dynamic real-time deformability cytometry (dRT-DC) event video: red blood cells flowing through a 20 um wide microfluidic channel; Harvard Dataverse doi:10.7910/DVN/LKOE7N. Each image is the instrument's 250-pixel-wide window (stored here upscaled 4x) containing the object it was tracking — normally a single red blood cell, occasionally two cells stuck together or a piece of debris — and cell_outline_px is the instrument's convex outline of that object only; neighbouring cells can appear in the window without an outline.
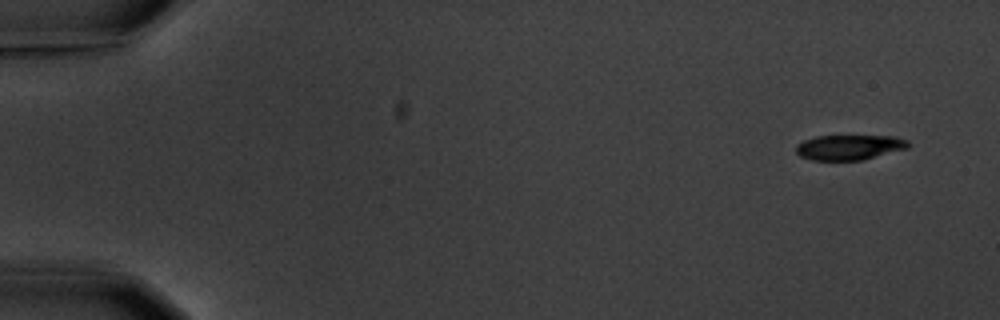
{"species": "common noctule bat (a hibernating species)", "species_latin": "Nyctalus noctula", "temperature_condition": "warm", "stored_images_in_passage": 5, "camera_frame_rate_fps": 3000, "um_per_image_px": 0.085, "animal": {"sex": "male", "body_mass_g": 20.1, "forearm_length_mm": 53.5}, "frame": {"image": 1, "passage_image": 1, "time_ms": 0.0, "image_size_px": [1000, 320], "cell_outline_px": [[912, 144], [908, 148], [864, 160], [812, 160], [800, 156], [796, 152], [796, 144], [804, 140], [816, 136], [896, 136], [908, 140]], "centroid_in_image_um": [72.23, 12.52], "position_along_channel_um": 12.8, "area_um2": 16.59}}
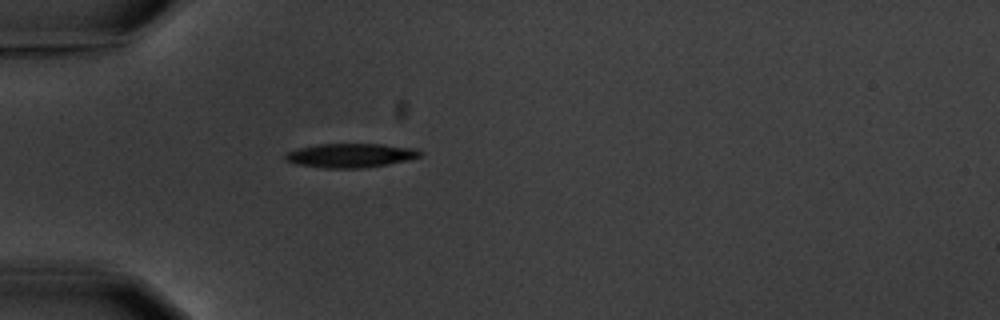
{"frame": {"image": 2, "passage_image": 5, "time_ms": 4.667, "image_size_px": [1000, 320], "cell_outline_px": [[424, 152], [420, 156], [388, 164], [364, 168], [324, 168], [296, 164], [288, 160], [284, 156], [288, 152], [300, 148], [316, 144], [380, 144], [416, 148]], "centroid_in_image_um": [29.82, 13.21], "position_along_channel_um": 55.2, "area_um2": 18.73}}